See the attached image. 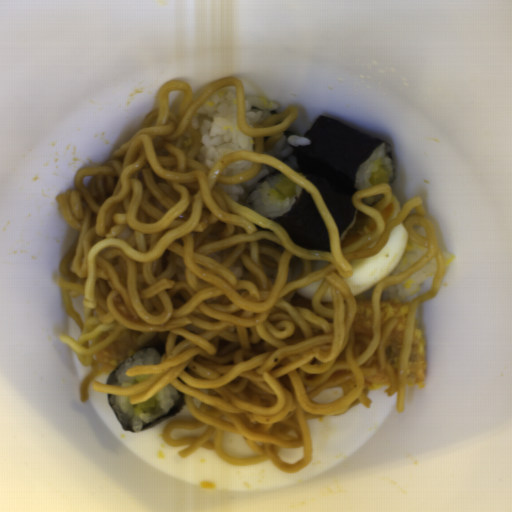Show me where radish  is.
<instances>
[{"mask_svg": "<svg viewBox=\"0 0 512 512\" xmlns=\"http://www.w3.org/2000/svg\"><path fill=\"white\" fill-rule=\"evenodd\" d=\"M275 188L287 199L296 195V183L287 176L276 183Z\"/></svg>", "mask_w": 512, "mask_h": 512, "instance_id": "1f323893", "label": "radish"}, {"mask_svg": "<svg viewBox=\"0 0 512 512\" xmlns=\"http://www.w3.org/2000/svg\"><path fill=\"white\" fill-rule=\"evenodd\" d=\"M370 181L374 186L380 185L389 182V177L383 168H379L377 171H373Z\"/></svg>", "mask_w": 512, "mask_h": 512, "instance_id": "8e3532e8", "label": "radish"}, {"mask_svg": "<svg viewBox=\"0 0 512 512\" xmlns=\"http://www.w3.org/2000/svg\"><path fill=\"white\" fill-rule=\"evenodd\" d=\"M133 405L141 410V411H145V412H148L149 410L155 408L156 406V400L153 397H151L150 399L148 400H145V401H142V402H138V403H133Z\"/></svg>", "mask_w": 512, "mask_h": 512, "instance_id": "49b2ee8c", "label": "radish"}]
</instances>
